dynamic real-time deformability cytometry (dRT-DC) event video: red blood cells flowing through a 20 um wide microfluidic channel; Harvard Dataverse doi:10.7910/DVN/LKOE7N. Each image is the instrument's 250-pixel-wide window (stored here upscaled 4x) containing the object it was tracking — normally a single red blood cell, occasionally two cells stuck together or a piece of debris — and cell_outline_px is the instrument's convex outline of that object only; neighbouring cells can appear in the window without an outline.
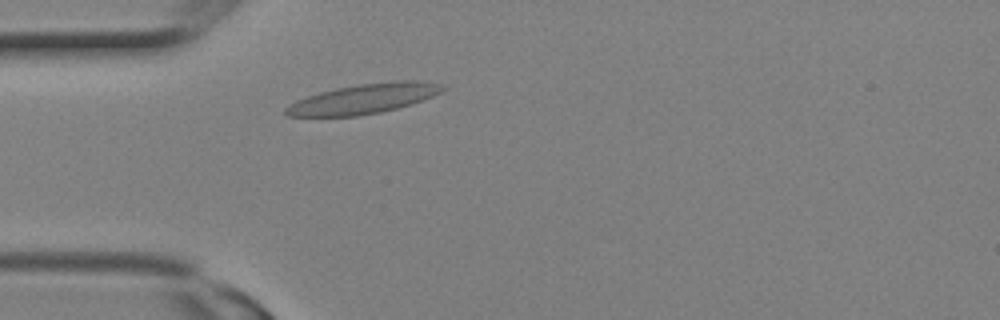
{"species": "Egyptian fruit bat (a non-hibernating species)", "species_latin": "Rousettus aegyptiacus", "temperature_condition": "room temperature", "stored_images_in_passage": 2, "camera_frame_rate_fps": 3000, "um_per_image_px": 0.085, "animal": {"sex": "female"}, "frame": {"image": 1, "passage_image": 2, "time_ms": 0.333, "image_size_px": [1000, 320], "cell_outline_px": [[448, 88], [432, 96], [412, 104], [380, 112], [360, 116], [288, 116], [284, 112], [284, 108], [288, 104], [296, 100], [320, 92], [336, 88], [360, 84], [392, 80], [420, 80], [440, 84]], "centroid_in_image_um": [30.92, 8.39], "position_along_channel_um": 54.1, "area_um2": 27.28}}